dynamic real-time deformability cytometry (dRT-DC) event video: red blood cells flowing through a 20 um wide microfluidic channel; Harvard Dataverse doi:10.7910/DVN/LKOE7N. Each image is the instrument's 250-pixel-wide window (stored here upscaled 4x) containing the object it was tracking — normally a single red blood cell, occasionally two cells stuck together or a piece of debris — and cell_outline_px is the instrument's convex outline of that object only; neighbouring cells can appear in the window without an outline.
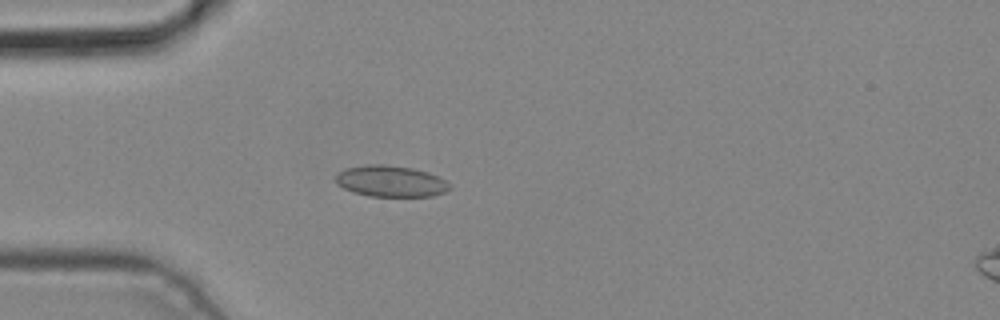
{"species": "common noctule bat (a hibernating species)", "species_latin": "Nyctalus noctula", "temperature_condition": "cold", "stored_images_in_passage": 3, "camera_frame_rate_fps": 3000, "um_per_image_px": 0.085, "animal": {"sex": "male", "body_mass_g": 19.2, "forearm_length_mm": 51.8}, "frame": {"image": 1, "passage_image": 3, "time_ms": 0.667, "image_size_px": [1000, 320], "cell_outline_px": [[452, 188], [444, 192], [432, 196], [368, 196], [352, 192], [336, 184], [336, 172], [344, 168], [364, 164], [384, 164], [412, 168], [428, 172], [444, 180]], "centroid_in_image_um": [33.15, 15.39], "position_along_channel_um": 51.9, "area_um2": 20.87}}